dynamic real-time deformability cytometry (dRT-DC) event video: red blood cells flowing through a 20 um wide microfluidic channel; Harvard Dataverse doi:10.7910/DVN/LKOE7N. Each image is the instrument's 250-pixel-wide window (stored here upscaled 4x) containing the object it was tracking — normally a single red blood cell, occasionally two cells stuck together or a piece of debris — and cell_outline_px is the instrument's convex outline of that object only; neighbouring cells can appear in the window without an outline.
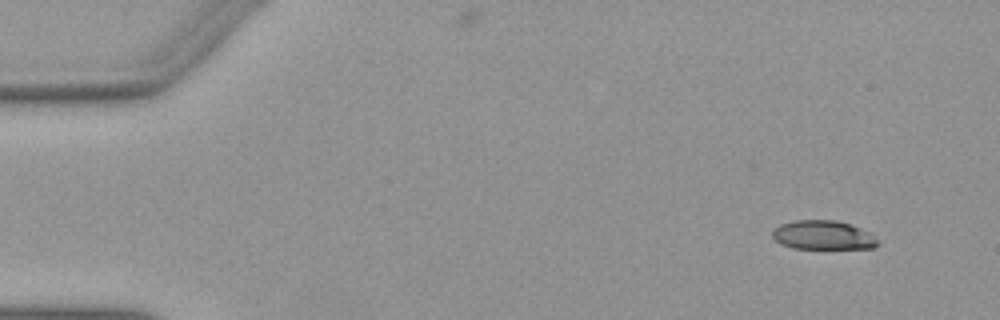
{"species": "Egyptian fruit bat (a non-hibernating species)", "species_latin": "Rousettus aegyptiacus", "temperature_condition": "warm", "stored_images_in_passage": 50, "segment_of_instrument_passage": [1, 2], "camera_frame_rate_fps": 3000, "um_per_image_px": 0.085, "animal": {"sex": "female"}, "frame": {"image": 1, "passage_image": 1, "time_ms": 0.0, "image_size_px": [1000, 320], "cell_outline_px": [[880, 244], [876, 248], [792, 248], [780, 244], [772, 236], [772, 228], [780, 224], [792, 220], [836, 220], [860, 228], [868, 232]], "centroid_in_image_um": [69.91, 19.98], "position_along_channel_um": 15.1, "area_um2": 17.8}}
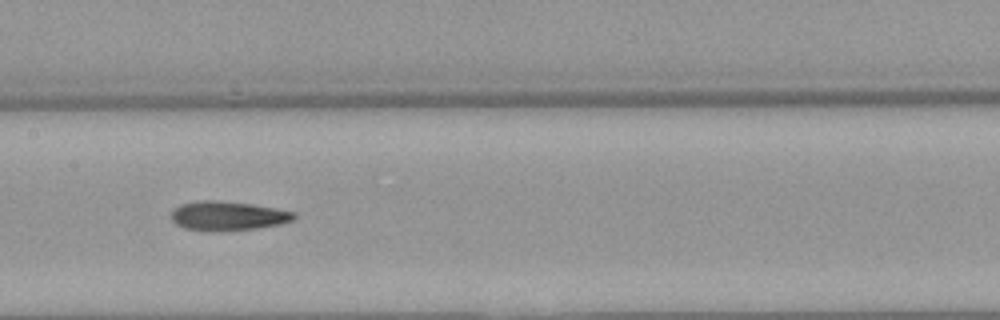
{"frame": {"image": 2, "passage_image": 23, "time_ms": 7.333, "image_size_px": [1000, 320], "cell_outline_px": [[296, 216], [292, 220], [280, 224], [260, 228], [212, 232], [208, 232], [184, 228], [176, 224], [172, 220], [172, 212], [180, 204], [200, 200], [220, 200], [252, 204], [276, 208], [296, 212]], "centroid_in_image_um": [19.37, 18.35], "position_along_channel_um": 188.0, "area_um2": 21.15}}
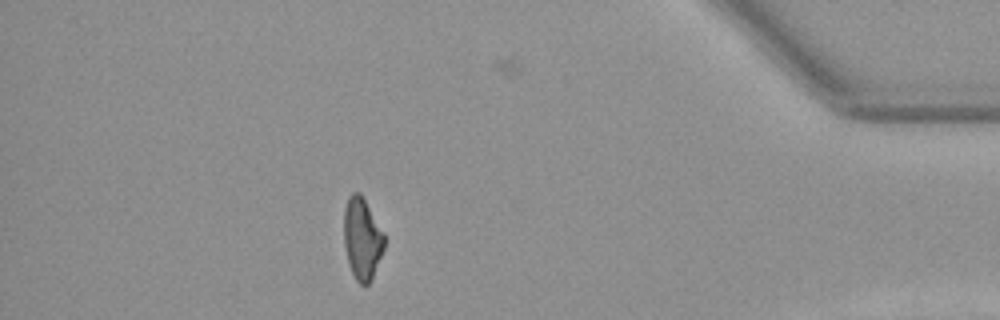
{"frame": {"image": 3, "passage_image": 43, "time_ms": 14.0, "image_size_px": [1000, 320], "cell_outline_px": [[384, 248], [372, 276], [368, 284], [364, 288], [356, 280], [348, 264], [344, 244], [344, 208], [348, 196], [352, 192], [360, 192], [384, 232]], "centroid_in_image_um": [30.76, 20.27], "position_along_channel_um": 404.4, "area_um2": 19.25}}